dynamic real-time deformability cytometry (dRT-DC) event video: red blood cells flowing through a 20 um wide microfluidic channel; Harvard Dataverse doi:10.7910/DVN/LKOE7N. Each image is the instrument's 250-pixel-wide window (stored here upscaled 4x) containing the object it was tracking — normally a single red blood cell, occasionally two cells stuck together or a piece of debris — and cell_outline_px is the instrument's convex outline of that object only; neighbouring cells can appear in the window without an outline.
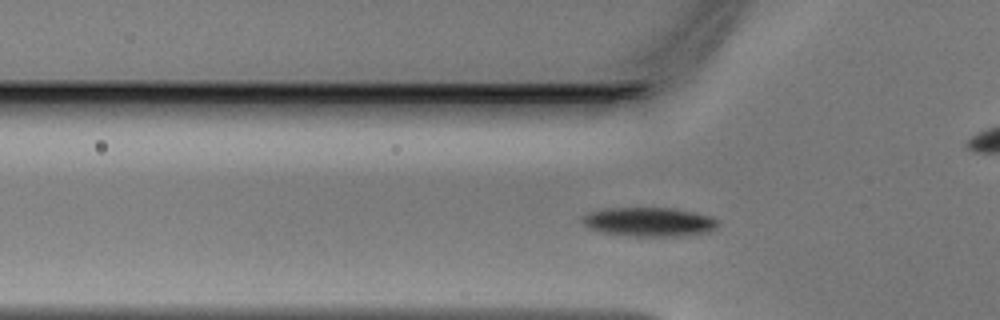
{"species": "Egyptian fruit bat (a non-hibernating species)", "species_latin": "Rousettus aegyptiacus", "temperature_condition": "warm", "stored_images_in_passage": 38, "camera_frame_rate_fps": 3000, "um_per_image_px": 0.085, "animal": {"sex": "male"}, "frame": {"image": 1, "passage_image": 5, "time_ms": 1.333, "image_size_px": [1000, 320], "cell_outline_px": [[716, 228], [708, 232], [680, 236], [628, 236], [604, 232], [588, 228], [580, 220], [588, 212], [604, 208], [672, 208], [696, 212], [708, 216], [716, 220]], "centroid_in_image_um": [55.13, 18.86], "position_along_channel_um": 70.7, "area_um2": 22.89}}
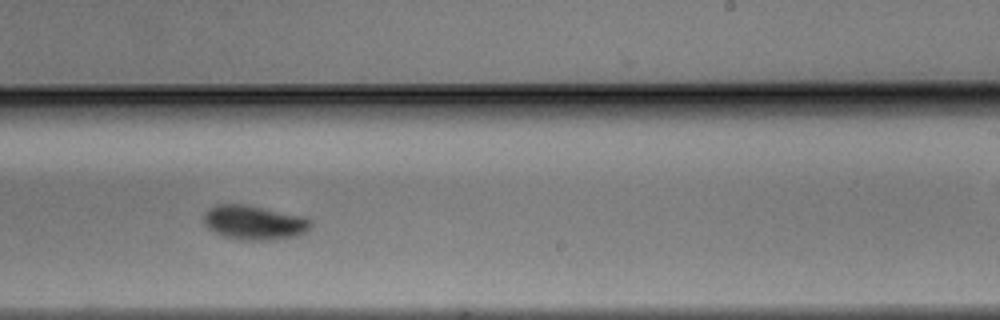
{"frame": {"image": 2, "passage_image": 19, "time_ms": 6.0, "image_size_px": [1000, 320], "cell_outline_px": [[312, 224], [304, 232], [296, 236], [272, 240], [240, 240], [216, 232], [208, 228], [204, 224], [204, 212], [208, 208], [216, 204], [244, 204], [304, 216], [312, 220]], "centroid_in_image_um": [21.6, 18.9], "position_along_channel_um": 267.4, "area_um2": 21.33}}
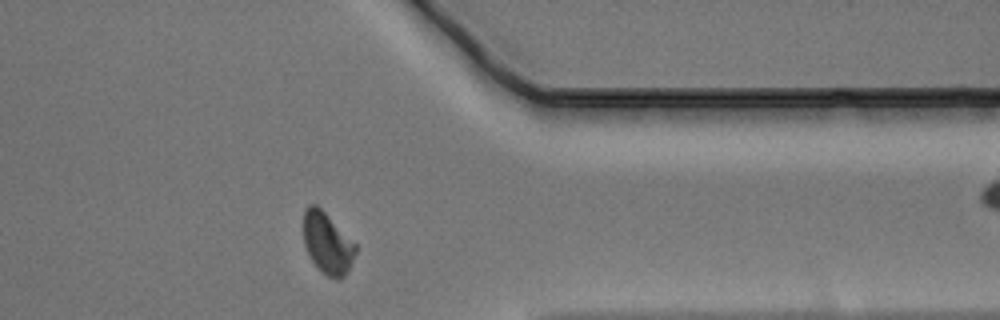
{"frame": {"image": 3, "passage_image": 28, "time_ms": 9.0, "image_size_px": [1000, 320], "cell_outline_px": [[356, 252], [344, 276], [340, 280], [328, 276], [316, 268], [304, 244], [304, 208], [308, 204], [316, 204], [356, 244]], "centroid_in_image_um": [27.81, 20.67], "position_along_channel_um": 383.6, "area_um2": 18.32}}